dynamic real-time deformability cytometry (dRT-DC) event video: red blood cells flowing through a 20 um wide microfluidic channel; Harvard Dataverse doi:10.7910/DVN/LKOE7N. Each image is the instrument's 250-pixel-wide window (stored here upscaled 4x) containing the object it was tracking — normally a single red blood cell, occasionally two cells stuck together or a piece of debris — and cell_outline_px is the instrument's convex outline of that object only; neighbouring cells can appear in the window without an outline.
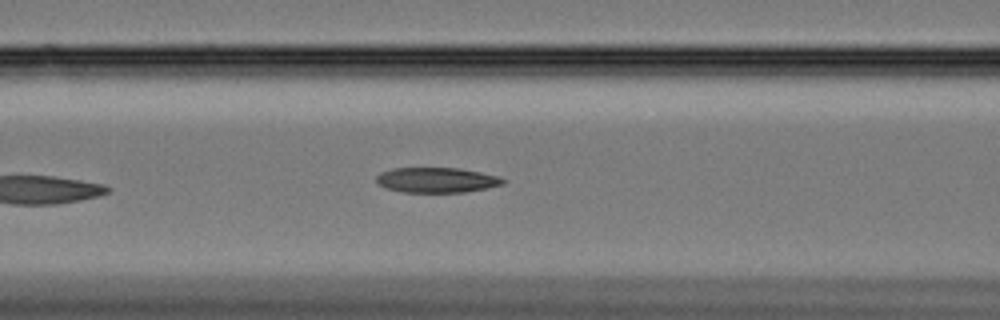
{"species": "Egyptian fruit bat (a non-hibernating species)", "species_latin": "Rousettus aegyptiacus", "temperature_condition": "cold", "stored_images_in_passage": 16, "camera_frame_rate_fps": 3000, "um_per_image_px": 0.085, "animal": {"sex": "female"}, "frame": {"image": 1, "passage_image": 10, "time_ms": 3.0, "image_size_px": [1000, 320], "cell_outline_px": [[508, 180], [504, 184], [488, 188], [464, 192], [404, 192], [388, 188], [376, 184], [376, 176], [380, 172], [392, 168], [460, 168], [500, 176]], "centroid_in_image_um": [37.15, 15.3], "position_along_channel_um": 129.5, "area_um2": 18.73}}